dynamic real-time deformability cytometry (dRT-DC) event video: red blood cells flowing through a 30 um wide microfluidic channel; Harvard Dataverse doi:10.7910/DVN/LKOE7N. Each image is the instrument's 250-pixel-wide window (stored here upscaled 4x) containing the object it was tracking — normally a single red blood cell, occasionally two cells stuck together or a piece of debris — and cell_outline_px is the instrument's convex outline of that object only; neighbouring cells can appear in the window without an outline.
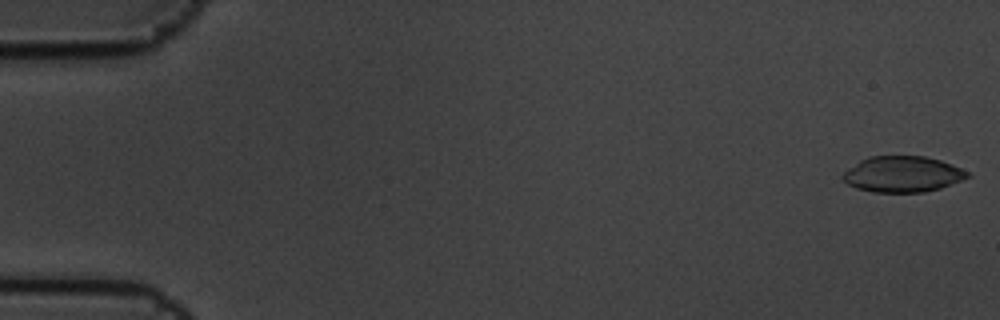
{"species": "common noctule bat (a hibernating species)", "species_latin": "Nyctalus noctula", "temperature_condition": "cold", "stored_images_in_passage": 7, "camera_frame_rate_fps": 3000, "um_per_image_px": 0.085, "animal": {"sex": "male", "body_mass_g": 19.5, "forearm_length_mm": 54.6}, "frame": {"image": 1, "passage_image": 1, "time_ms": 0.0, "image_size_px": [1000, 320], "cell_outline_px": [[972, 176], [940, 188], [924, 192], [872, 192], [856, 188], [848, 184], [840, 176], [848, 168], [860, 160], [868, 156], [924, 156], [940, 160], [952, 164], [968, 172]], "centroid_in_image_um": [76.7, 14.8], "position_along_channel_um": 8.3, "area_um2": 26.13}}
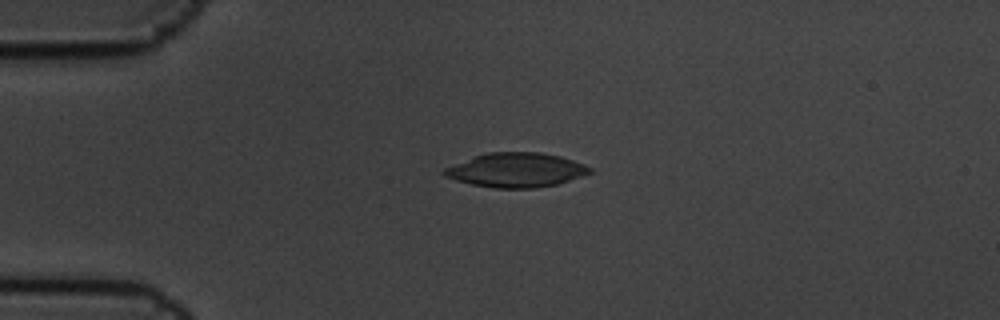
{"frame": {"image": 2, "passage_image": 5, "time_ms": 1.333, "image_size_px": [1000, 320], "cell_outline_px": [[592, 172], [556, 184], [532, 188], [492, 188], [472, 184], [456, 180], [444, 176], [440, 172], [444, 168], [472, 156], [488, 152], [540, 152], [560, 156], [584, 164], [592, 168]], "centroid_in_image_um": [43.81, 14.44], "position_along_channel_um": 41.2, "area_um2": 29.07}}
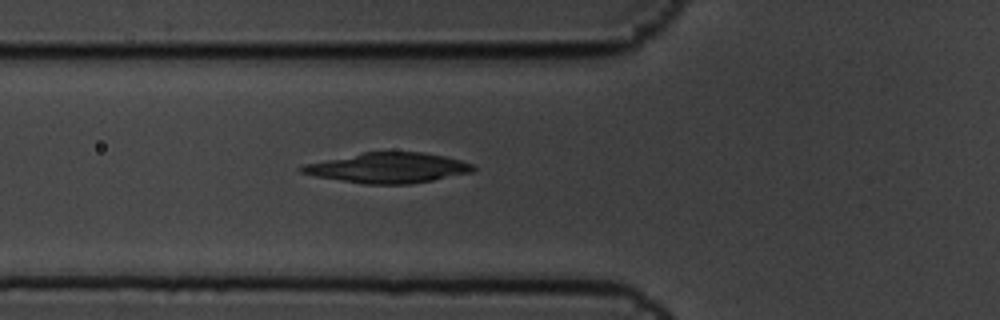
{"frame": {"image": 3, "passage_image": 7, "time_ms": 2.0, "image_size_px": [1000, 320], "cell_outline_px": [[476, 168], [472, 172], [432, 180], [408, 184], [364, 184], [316, 176], [300, 172], [296, 168], [304, 164], [364, 152], [424, 152], [444, 156], [460, 160], [472, 164]], "centroid_in_image_um": [32.97, 14.26], "position_along_channel_um": 92.8, "area_um2": 29.94}}